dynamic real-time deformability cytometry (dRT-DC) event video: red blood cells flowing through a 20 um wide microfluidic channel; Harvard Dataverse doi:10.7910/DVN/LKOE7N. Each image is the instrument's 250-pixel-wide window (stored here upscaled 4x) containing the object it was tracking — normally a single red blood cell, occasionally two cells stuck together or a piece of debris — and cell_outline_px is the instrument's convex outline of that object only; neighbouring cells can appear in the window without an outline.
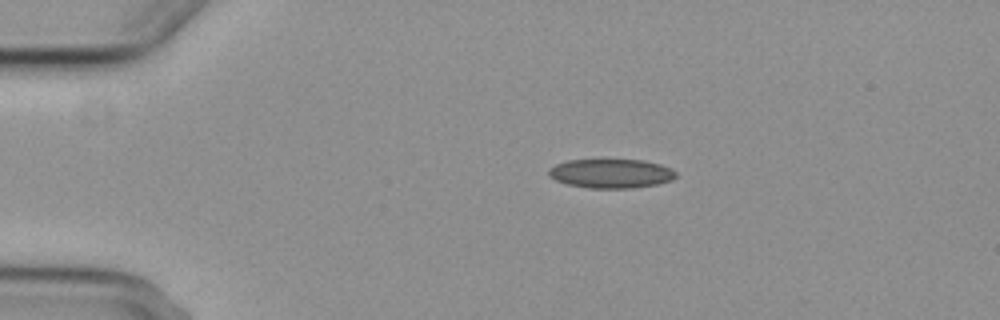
{"species": "common noctule bat (a hibernating species)", "species_latin": "Nyctalus noctula", "temperature_condition": "cold", "stored_images_in_passage": 2, "camera_frame_rate_fps": 3000, "um_per_image_px": 0.085, "animal": {"sex": "female", "body_mass_g": 29.2, "forearm_length_mm": 56.3}, "frame": {"image": 1, "passage_image": 1, "time_ms": 0.0, "image_size_px": [1000, 320], "cell_outline_px": [[676, 176], [668, 180], [656, 184], [632, 188], [588, 188], [568, 184], [556, 180], [548, 176], [548, 168], [556, 164], [568, 160], [640, 160], [660, 164], [676, 172]], "centroid_in_image_um": [51.87, 14.75], "position_along_channel_um": 33.1, "area_um2": 21.33}}